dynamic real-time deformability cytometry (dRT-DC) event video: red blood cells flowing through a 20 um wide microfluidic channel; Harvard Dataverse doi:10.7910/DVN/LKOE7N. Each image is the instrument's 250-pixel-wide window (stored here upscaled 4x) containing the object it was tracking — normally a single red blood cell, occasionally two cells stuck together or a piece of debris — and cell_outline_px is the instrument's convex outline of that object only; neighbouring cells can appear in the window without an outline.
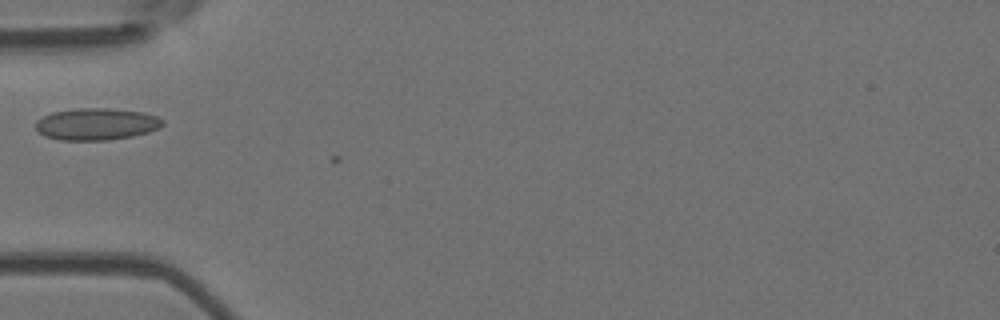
{"species": "Egyptian fruit bat (a non-hibernating species)", "species_latin": "Rousettus aegyptiacus", "temperature_condition": "room temperature", "stored_images_in_passage": 2, "camera_frame_rate_fps": 3000, "um_per_image_px": 0.085, "animal": {"sex": "female"}, "frame": {"image": 1, "passage_image": 1, "time_ms": 0.0, "image_size_px": [1000, 320], "cell_outline_px": [[164, 124], [160, 128], [148, 132], [132, 136], [108, 140], [60, 140], [44, 136], [36, 132], [36, 120], [52, 112], [76, 108], [112, 108], [144, 112], [156, 116], [164, 120]], "centroid_in_image_um": [8.19, 10.54], "position_along_channel_um": 76.8, "area_um2": 23.87}}